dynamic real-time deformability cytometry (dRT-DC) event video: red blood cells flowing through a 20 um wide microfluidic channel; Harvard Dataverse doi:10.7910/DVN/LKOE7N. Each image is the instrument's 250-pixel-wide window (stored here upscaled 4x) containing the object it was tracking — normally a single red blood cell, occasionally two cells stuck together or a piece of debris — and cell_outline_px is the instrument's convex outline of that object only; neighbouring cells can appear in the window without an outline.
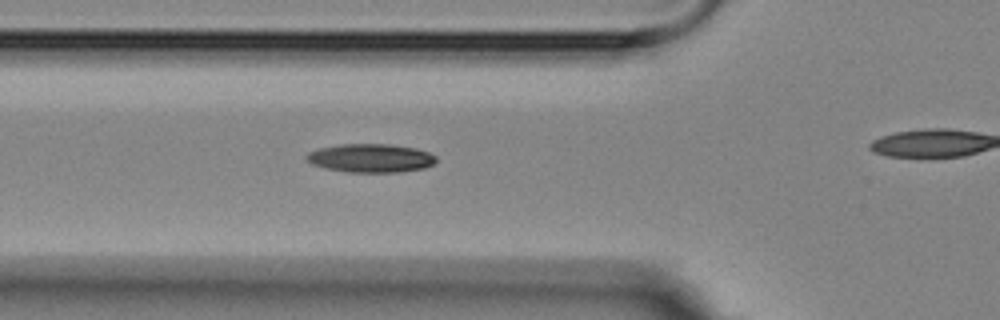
{"species": "Egyptian fruit bat (a non-hibernating species)", "species_latin": "Rousettus aegyptiacus", "temperature_condition": "room temperature", "stored_images_in_passage": 4, "segment_of_instrument_passage": [1, 2], "camera_frame_rate_fps": 3000, "um_per_image_px": 0.085, "animal": {"sex": "female"}, "frame": {"image": 1, "passage_image": 3, "time_ms": 2.333, "image_size_px": [1000, 320], "cell_outline_px": [[436, 160], [432, 164], [424, 168], [400, 172], [348, 172], [328, 168], [312, 164], [304, 156], [308, 152], [320, 148], [340, 144], [388, 144], [416, 148], [428, 152], [436, 156]], "centroid_in_image_um": [31.51, 13.43], "position_along_channel_um": 94.3, "area_um2": 21.44}}